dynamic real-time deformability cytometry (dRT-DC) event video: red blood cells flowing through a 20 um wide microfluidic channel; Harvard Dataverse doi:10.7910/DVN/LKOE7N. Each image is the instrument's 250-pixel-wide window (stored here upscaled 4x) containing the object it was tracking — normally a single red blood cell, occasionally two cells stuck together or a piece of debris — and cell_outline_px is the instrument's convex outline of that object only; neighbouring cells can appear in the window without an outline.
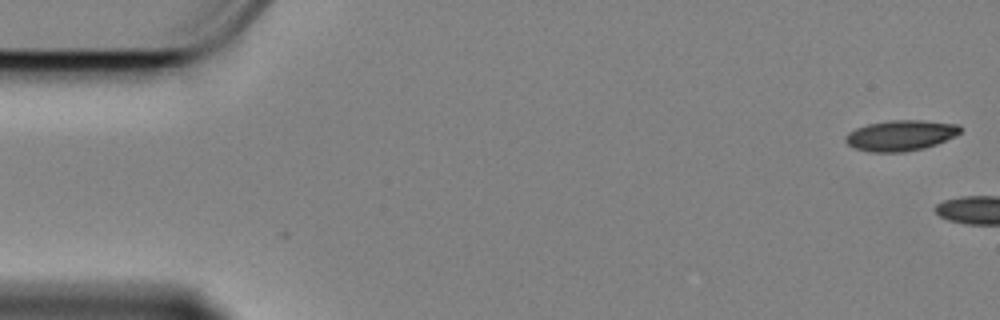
{"species": "Egyptian fruit bat (a non-hibernating species)", "species_latin": "Rousettus aegyptiacus", "temperature_condition": "cold", "stored_images_in_passage": 10, "camera_frame_rate_fps": 3000, "um_per_image_px": 0.085, "animal": {"sex": "female"}, "frame": {"image": 1, "passage_image": 1, "time_ms": 0.0, "image_size_px": [1000, 320], "cell_outline_px": [[960, 132], [936, 144], [904, 152], [872, 152], [856, 148], [848, 144], [844, 140], [844, 136], [848, 132], [856, 128], [868, 124], [888, 120], [924, 120], [960, 124]], "centroid_in_image_um": [76.51, 11.49], "position_along_channel_um": 8.5, "area_um2": 20.29}}